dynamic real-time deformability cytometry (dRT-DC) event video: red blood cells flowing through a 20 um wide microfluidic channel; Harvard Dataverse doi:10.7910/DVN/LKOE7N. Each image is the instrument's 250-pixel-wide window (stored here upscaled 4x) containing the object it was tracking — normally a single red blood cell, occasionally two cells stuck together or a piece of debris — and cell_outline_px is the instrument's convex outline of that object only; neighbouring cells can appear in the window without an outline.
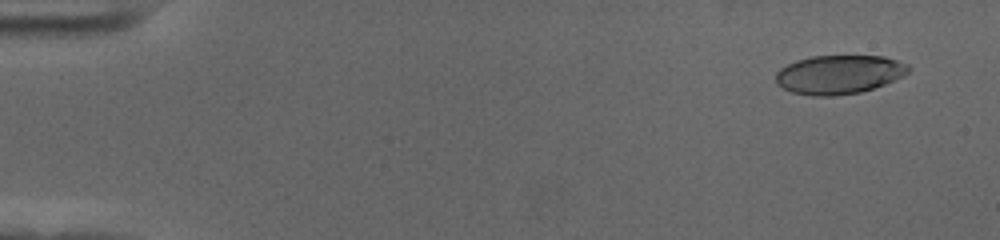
{"species": "human", "species_latin": "Homo sapiens", "temperature_condition": "cold", "stored_images_in_passage": 56, "camera_frame_rate_fps": 3000, "um_per_image_px": 0.085, "donor": {"sex": "female"}, "frame": {"image": 1, "passage_image": 4, "time_ms": 1.0, "image_size_px": [1000, 240], "cell_outline_px": [[912, 68], [904, 76], [884, 84], [860, 92], [832, 96], [812, 96], [792, 92], [776, 84], [776, 72], [780, 68], [796, 60], [812, 56], [884, 56], [908, 64]], "centroid_in_image_um": [71.32, 6.33], "position_along_channel_um": 13.7, "area_um2": 30.06}}
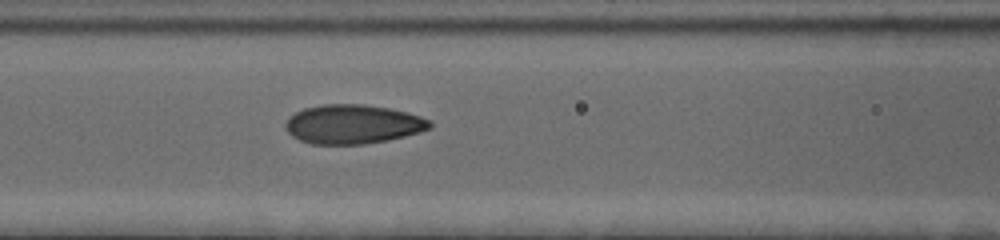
{"frame": {"image": 2, "passage_image": 25, "time_ms": 8.0, "image_size_px": [1000, 240], "cell_outline_px": [[432, 128], [420, 132], [388, 140], [364, 144], [312, 144], [300, 140], [292, 136], [288, 132], [284, 124], [288, 116], [304, 108], [324, 104], [364, 104], [388, 108], [408, 112], [420, 116], [428, 120], [432, 124]], "centroid_in_image_um": [29.98, 10.55], "position_along_channel_um": 136.6, "area_um2": 33.0}}
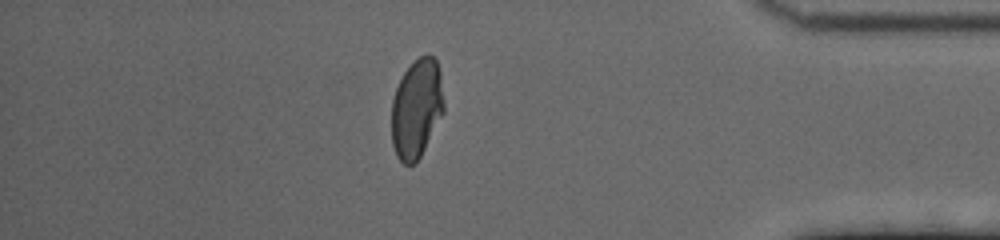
{"frame": {"image": 3, "passage_image": 49, "time_ms": 16.0, "image_size_px": [1000, 240], "cell_outline_px": [[444, 112], [416, 164], [404, 164], [396, 156], [392, 144], [392, 100], [396, 88], [404, 72], [420, 56], [428, 52], [436, 60], [440, 68], [444, 104]], "centroid_in_image_um": [35.42, 9.22], "position_along_channel_um": 399.8, "area_um2": 30.29}, "authors_computed_cell_mechanics": {"area_um2": 31.4432, "velocity_mm_per_s": 3.67, "shape_relaxation_time_tau1_ms": 5.3988, "shape_relaxation_time_tau2_ms": 0.7966, "deformation_change_tau1": 0.1628, "deformation_change_tau2": 0.057}}